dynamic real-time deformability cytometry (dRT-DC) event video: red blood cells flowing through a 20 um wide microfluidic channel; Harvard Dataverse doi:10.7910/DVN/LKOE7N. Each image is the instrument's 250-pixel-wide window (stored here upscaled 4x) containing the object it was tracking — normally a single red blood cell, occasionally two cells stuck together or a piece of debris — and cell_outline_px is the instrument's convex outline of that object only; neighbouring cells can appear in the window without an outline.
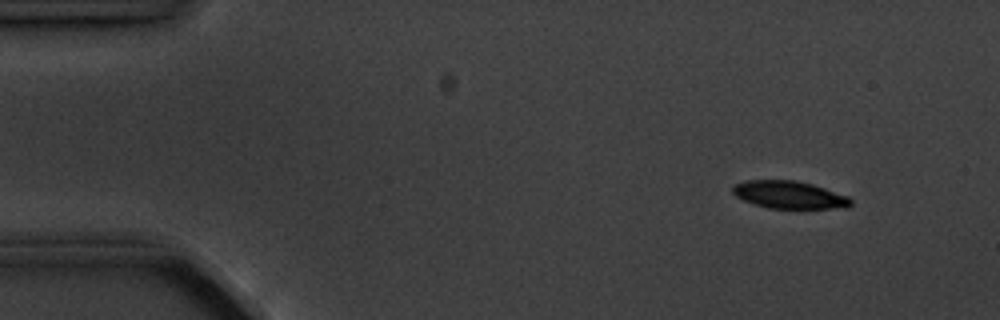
{"species": "common noctule bat (a hibernating species)", "species_latin": "Nyctalus noctula", "temperature_condition": "cold", "stored_images_in_passage": 5, "camera_frame_rate_fps": 3000, "um_per_image_px": 0.085, "animal": {"sex": "male", "body_mass_g": 20.1, "forearm_length_mm": 53.5}, "frame": {"image": 1, "passage_image": 1, "time_ms": 0.0, "image_size_px": [1000, 320], "cell_outline_px": [[852, 204], [848, 208], [768, 208], [752, 204], [736, 196], [732, 192], [732, 184], [748, 180], [792, 180], [812, 184], [848, 196], [852, 200]], "centroid_in_image_um": [67.07, 16.56], "position_along_channel_um": 17.9, "area_um2": 19.02}}
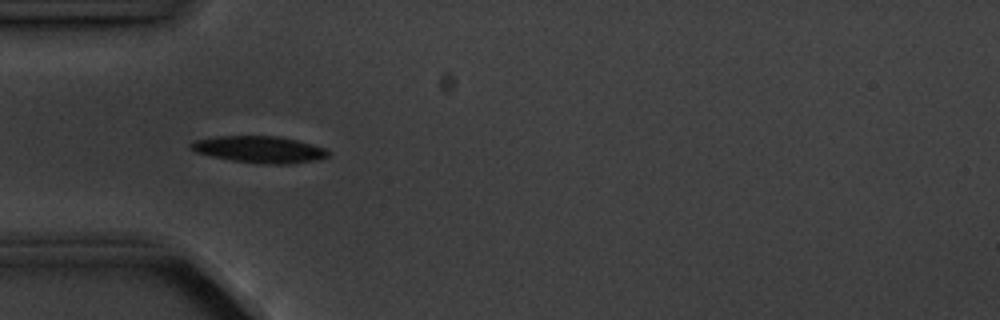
{"frame": {"image": 2, "passage_image": 4, "time_ms": 3.667, "image_size_px": [1000, 320], "cell_outline_px": [[332, 152], [328, 156], [312, 160], [288, 164], [268, 164], [232, 160], [212, 156], [196, 152], [188, 148], [188, 144], [192, 140], [216, 136], [280, 136], [312, 144], [324, 148]], "centroid_in_image_um": [22.0, 12.68], "position_along_channel_um": 63.0, "area_um2": 21.33}}